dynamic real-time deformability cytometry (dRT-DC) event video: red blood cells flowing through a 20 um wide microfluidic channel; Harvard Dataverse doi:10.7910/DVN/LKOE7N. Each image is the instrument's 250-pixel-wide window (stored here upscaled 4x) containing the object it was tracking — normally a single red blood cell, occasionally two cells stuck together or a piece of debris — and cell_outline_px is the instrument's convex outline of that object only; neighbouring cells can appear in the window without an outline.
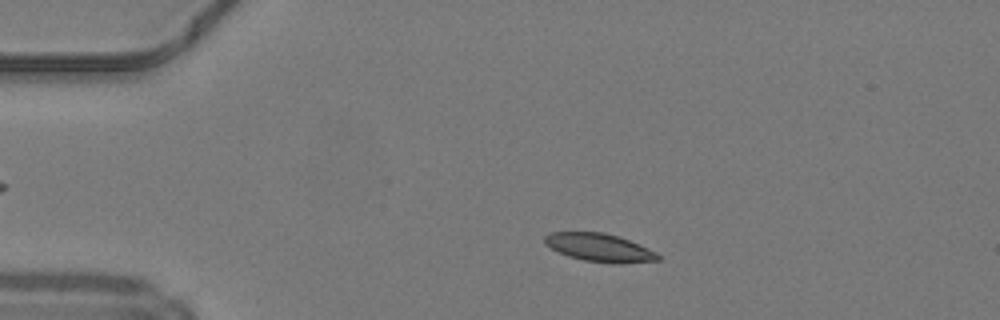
{"species": "common noctule bat (a hibernating species)", "species_latin": "Nyctalus noctula", "temperature_condition": "warm", "stored_images_in_passage": 47, "camera_frame_rate_fps": 3000, "um_per_image_px": 0.085, "animal": {"sex": "male", "body_mass_g": 19.2, "forearm_length_mm": 51.8}, "frame": {"image": 1, "passage_image": 8, "time_ms": 2.333, "image_size_px": [1000, 320], "cell_outline_px": [[660, 260], [620, 264], [612, 264], [584, 260], [568, 256], [544, 244], [544, 236], [548, 232], [604, 232], [620, 236], [648, 248], [656, 252], [660, 256]], "centroid_in_image_um": [50.96, 21.04], "position_along_channel_um": 34.0, "area_um2": 18.73}}
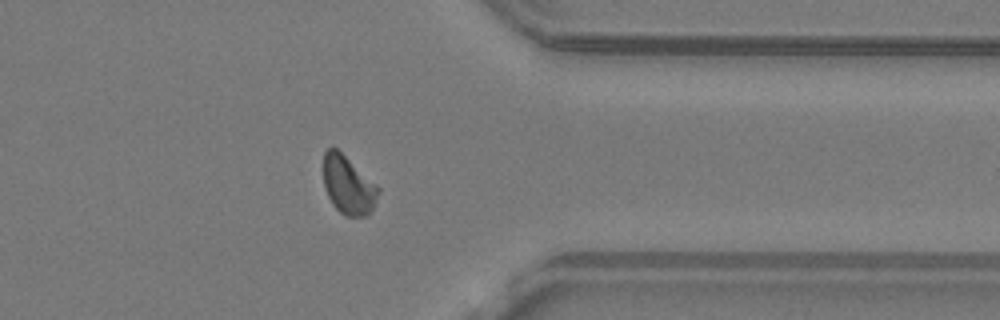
{"frame": {"image": 2, "passage_image": 37, "time_ms": 12.0, "image_size_px": [1000, 320], "cell_outline_px": [[380, 192], [372, 212], [368, 216], [344, 216], [332, 204], [324, 188], [324, 152], [332, 144], [376, 184], [380, 188]], "centroid_in_image_um": [29.6, 15.75], "position_along_channel_um": 381.8, "area_um2": 18.79}}
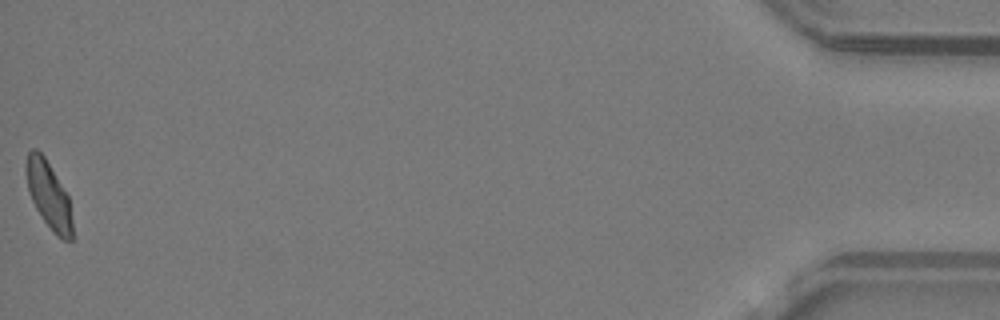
{"frame": {"image": 3, "passage_image": 47, "time_ms": 15.333, "image_size_px": [1000, 320], "cell_outline_px": [[72, 240], [64, 240], [56, 236], [52, 232], [36, 208], [32, 200], [28, 188], [24, 168], [28, 152], [32, 148], [36, 148], [44, 156], [68, 196], [72, 220]], "centroid_in_image_um": [4.12, 16.58], "position_along_channel_um": 431.1, "area_um2": 17.92}, "authors_computed_cell_mechanics": {"area_um2": 18.6116, "velocity_mm_per_s": 4.1867, "shape_relaxation_time_tau1_ms": 8.0784, "shape_relaxation_time_tau2_ms": 2.3663, "deformation_change_tau1": 0.2054, "deformation_change_tau2": 0.0777}}